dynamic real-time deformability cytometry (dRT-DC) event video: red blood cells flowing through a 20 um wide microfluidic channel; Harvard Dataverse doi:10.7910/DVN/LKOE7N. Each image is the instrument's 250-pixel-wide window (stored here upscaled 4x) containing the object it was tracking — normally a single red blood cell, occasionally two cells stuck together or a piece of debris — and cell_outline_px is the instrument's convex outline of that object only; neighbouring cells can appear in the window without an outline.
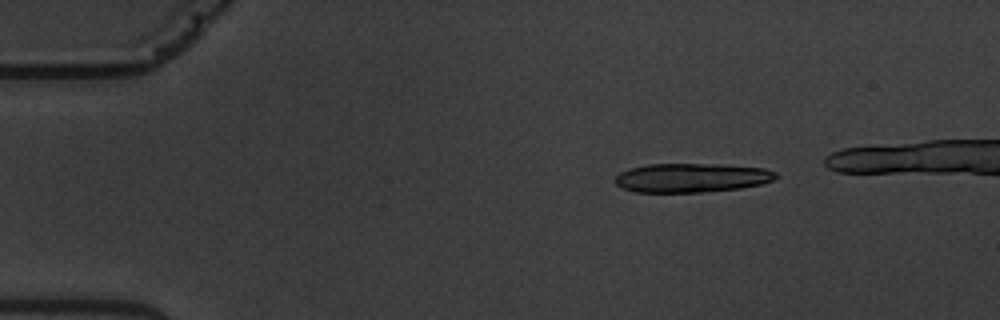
{"species": "common noctule bat (a hibernating species)", "species_latin": "Nyctalus noctula", "temperature_condition": "warm", "stored_images_in_passage": 7, "camera_frame_rate_fps": 3000, "um_per_image_px": 0.085, "animal": {"sex": "male", "body_mass_g": 19.5, "forearm_length_mm": 54.6}, "frame": {"image": 1, "passage_image": 2, "time_ms": 1.0, "image_size_px": [1000, 320], "cell_outline_px": [[780, 176], [772, 180], [760, 184], [740, 188], [700, 192], [636, 192], [624, 188], [616, 184], [616, 176], [620, 172], [628, 168], [648, 164], [724, 164], [764, 168], [776, 172]], "centroid_in_image_um": [58.8, 15.1], "position_along_channel_um": 26.2, "area_um2": 27.22}}
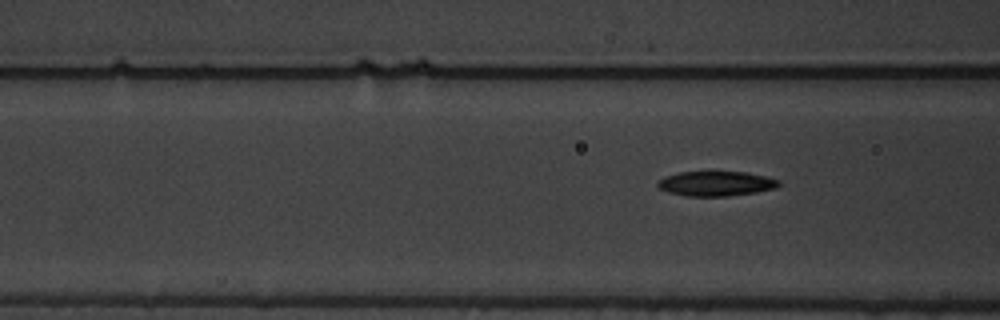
{"frame": {"image": 2, "passage_image": 7, "time_ms": 7.667, "image_size_px": [1000, 320], "cell_outline_px": [[780, 184], [776, 188], [756, 192], [728, 196], [688, 196], [668, 192], [660, 188], [656, 184], [664, 176], [680, 172], [744, 172], [764, 176], [780, 180]], "centroid_in_image_um": [60.86, 15.61], "position_along_channel_um": 105.7, "area_um2": 17.34}}